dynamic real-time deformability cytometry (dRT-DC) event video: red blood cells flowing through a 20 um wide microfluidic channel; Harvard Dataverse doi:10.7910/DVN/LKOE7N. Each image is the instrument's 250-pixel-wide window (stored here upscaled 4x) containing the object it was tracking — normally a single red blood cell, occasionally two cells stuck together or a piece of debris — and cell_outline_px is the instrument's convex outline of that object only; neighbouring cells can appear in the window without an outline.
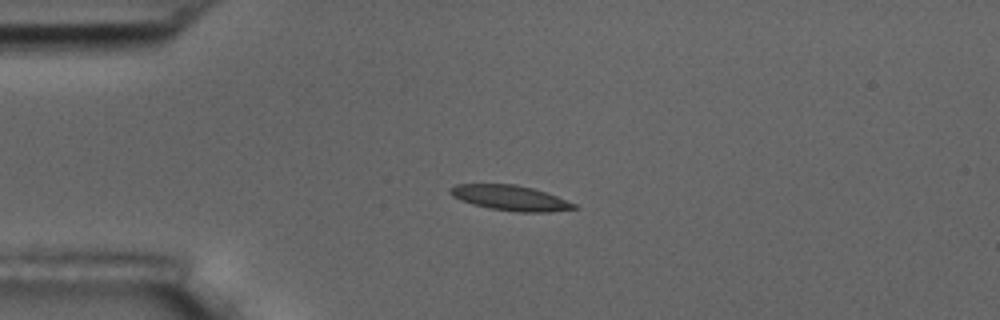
{"species": "common noctule bat (a hibernating species)", "species_latin": "Nyctalus noctula", "temperature_condition": "room temperature", "stored_images_in_passage": 10, "camera_frame_rate_fps": 3000, "um_per_image_px": 0.085, "animal": {"sex": "male", "body_mass_g": 17.5, "forearm_length_mm": 52.3}, "frame": {"image": 1, "passage_image": 4, "time_ms": 3.333, "image_size_px": [1000, 320], "cell_outline_px": [[580, 208], [548, 212], [516, 212], [488, 208], [472, 204], [460, 200], [452, 196], [448, 192], [456, 184], [516, 184], [532, 188], [556, 196], [576, 204]], "centroid_in_image_um": [43.37, 16.83], "position_along_channel_um": 41.6, "area_um2": 18.15}}
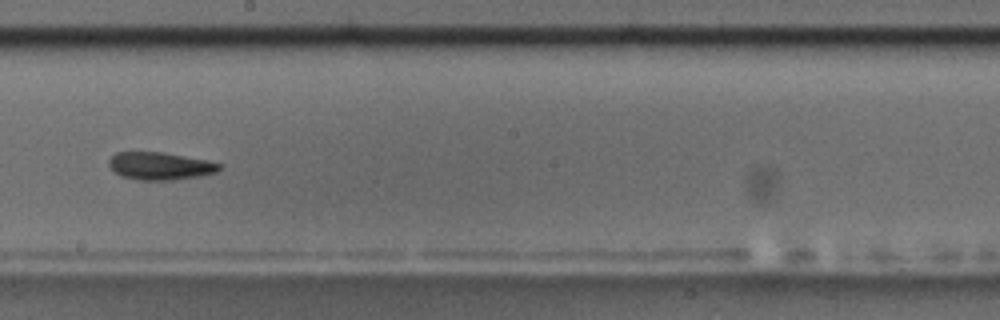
{"frame": {"image": 2, "passage_image": 9, "time_ms": 9.333, "image_size_px": [1000, 320], "cell_outline_px": [[224, 164], [216, 172], [200, 176], [172, 180], [136, 180], [120, 176], [108, 164], [108, 160], [116, 152], [160, 152], [204, 160]], "centroid_in_image_um": [13.58, 14.12], "position_along_channel_um": 234.6, "area_um2": 17.63}}
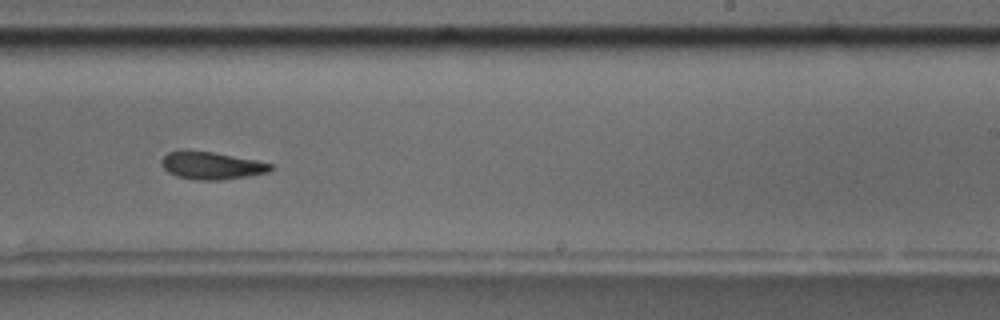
{"frame": {"image": 3, "passage_image": 10, "time_ms": 10.333, "image_size_px": [1000, 320], "cell_outline_px": [[272, 168], [268, 172], [248, 176], [220, 180], [196, 180], [176, 176], [168, 172], [160, 164], [160, 160], [168, 152], [212, 152], [256, 160], [272, 164]], "centroid_in_image_um": [17.98, 14.1], "position_along_channel_um": 271.0, "area_um2": 17.11}}